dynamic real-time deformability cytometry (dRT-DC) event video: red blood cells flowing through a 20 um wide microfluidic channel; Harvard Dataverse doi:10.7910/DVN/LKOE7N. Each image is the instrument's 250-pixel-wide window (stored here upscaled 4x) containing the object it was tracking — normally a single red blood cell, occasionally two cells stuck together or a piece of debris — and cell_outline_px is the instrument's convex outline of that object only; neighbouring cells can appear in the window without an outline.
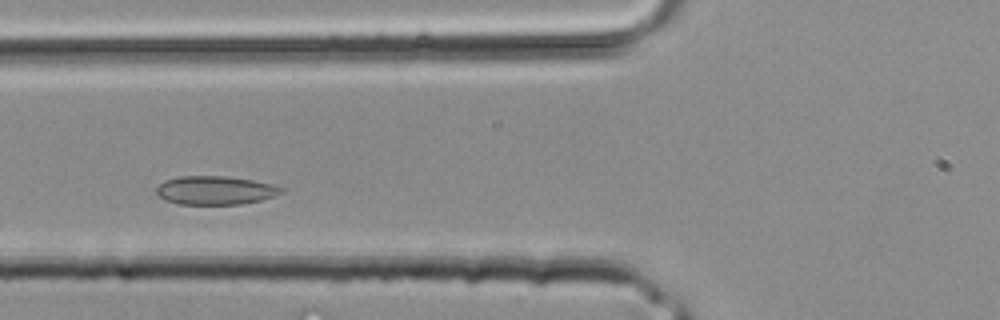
{"species": "common noctule bat (a hibernating species)", "species_latin": "Nyctalus noctula", "temperature_condition": "room temperature", "stored_images_in_passage": 23, "camera_frame_rate_fps": 3000, "um_per_image_px": 0.085, "animal": {"sex": "male", "body_mass_g": 20.4}, "frame": {"image": 1, "passage_image": 6, "time_ms": 1.667, "image_size_px": [1000, 320], "cell_outline_px": [[284, 192], [260, 200], [240, 204], [180, 204], [164, 200], [156, 192], [156, 188], [164, 180], [180, 176], [228, 176], [252, 180], [272, 184], [284, 188]], "centroid_in_image_um": [18.28, 16.17], "position_along_channel_um": 107.5, "area_um2": 20.75}}
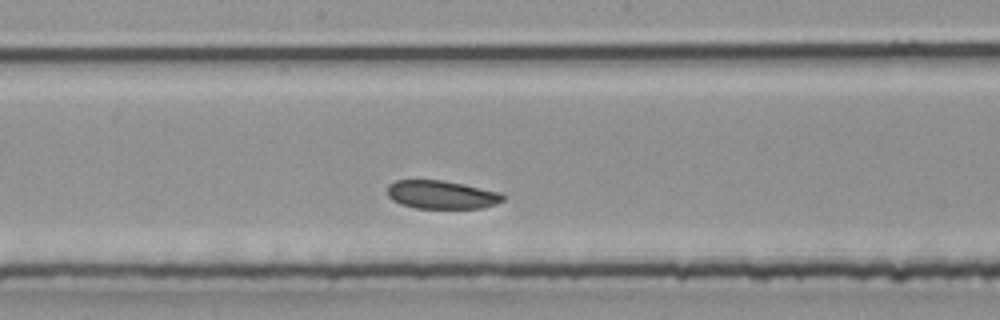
{"frame": {"image": 2, "passage_image": 11, "time_ms": 3.333, "image_size_px": [1000, 320], "cell_outline_px": [[504, 200], [496, 204], [484, 208], [416, 208], [400, 204], [392, 200], [388, 196], [388, 184], [396, 180], [444, 180], [464, 184], [500, 192], [504, 196]], "centroid_in_image_um": [37.54, 16.55], "position_along_channel_um": 210.7, "area_um2": 19.19}}
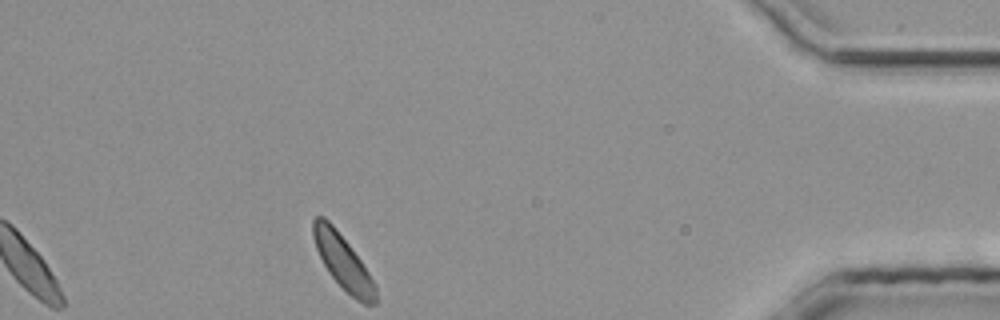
{"frame": {"image": 3, "passage_image": 23, "time_ms": 7.333, "image_size_px": [1000, 320], "cell_outline_px": [[376, 304], [364, 304], [356, 300], [328, 272], [316, 248], [312, 236], [312, 220], [316, 216], [324, 216], [332, 224], [348, 244], [360, 260], [368, 272], [376, 288]], "centroid_in_image_um": [29.13, 22.24], "position_along_channel_um": 406.1, "area_um2": 19.25}}